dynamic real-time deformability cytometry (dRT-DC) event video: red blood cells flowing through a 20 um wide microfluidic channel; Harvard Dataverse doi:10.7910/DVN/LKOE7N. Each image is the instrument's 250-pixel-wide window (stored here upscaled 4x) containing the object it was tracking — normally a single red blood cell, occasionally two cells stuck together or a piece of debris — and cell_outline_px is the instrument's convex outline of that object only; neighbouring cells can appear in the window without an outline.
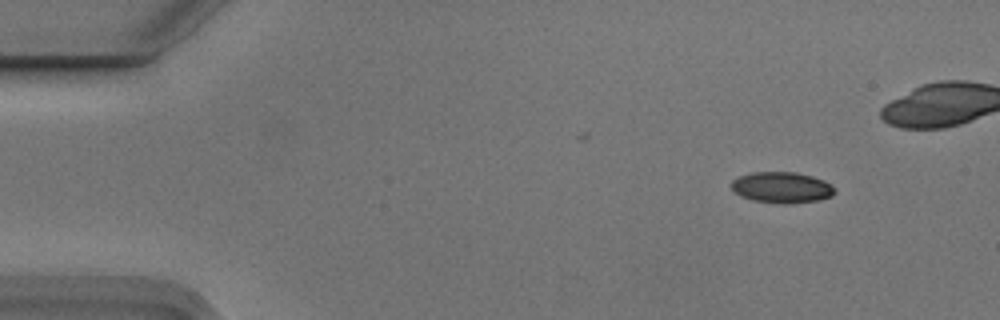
{"species": "Egyptian fruit bat (a non-hibernating species)", "species_latin": "Rousettus aegyptiacus", "temperature_condition": "cold", "stored_images_in_passage": 6, "camera_frame_rate_fps": 3000, "um_per_image_px": 0.085, "animal": {"sex": "male"}, "frame": {"image": 1, "passage_image": 1, "time_ms": 0.0, "image_size_px": [1000, 320], "cell_outline_px": [[836, 192], [832, 196], [820, 200], [788, 204], [784, 204], [752, 200], [740, 196], [732, 192], [728, 184], [732, 180], [740, 176], [752, 172], [796, 172], [812, 176], [824, 180], [836, 188]], "centroid_in_image_um": [66.43, 15.94], "position_along_channel_um": 18.6, "area_um2": 19.07}}
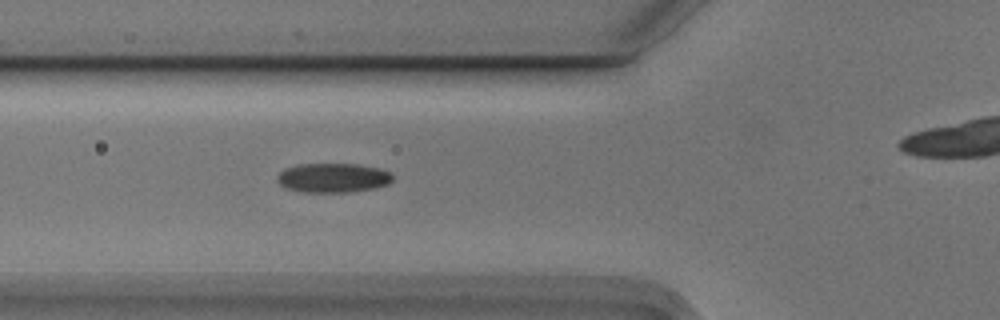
{"frame": {"image": 2, "passage_image": 5, "time_ms": 1.333, "image_size_px": [1000, 320], "cell_outline_px": [[392, 180], [388, 184], [376, 188], [352, 192], [304, 192], [284, 188], [276, 180], [276, 176], [284, 168], [296, 164], [360, 164], [380, 168], [392, 172]], "centroid_in_image_um": [28.3, 15.11], "position_along_channel_um": 97.5, "area_um2": 20.11}}